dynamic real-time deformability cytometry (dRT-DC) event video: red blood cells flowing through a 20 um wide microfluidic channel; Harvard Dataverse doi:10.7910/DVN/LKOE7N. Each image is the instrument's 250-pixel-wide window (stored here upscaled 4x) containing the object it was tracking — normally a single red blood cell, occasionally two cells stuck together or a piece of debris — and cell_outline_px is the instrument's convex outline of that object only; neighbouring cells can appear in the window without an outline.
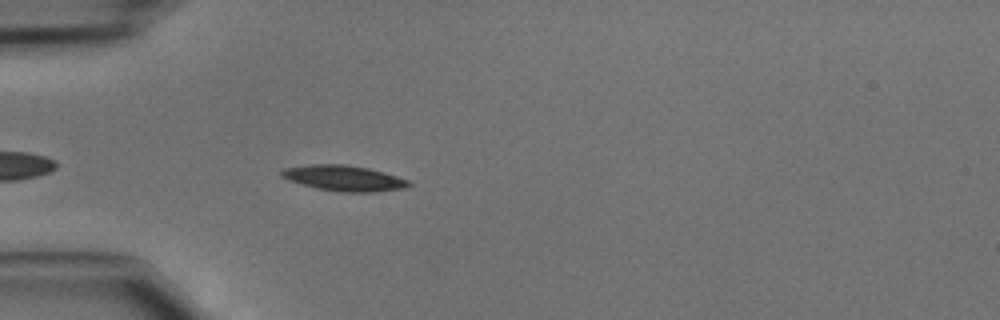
{"species": "common noctule bat (a hibernating species)", "species_latin": "Nyctalus noctula", "temperature_condition": "cold", "stored_images_in_passage": 10, "camera_frame_rate_fps": 3000, "um_per_image_px": 0.085, "animal": {"sex": "male", "body_mass_g": 15.6}, "frame": {"image": 1, "passage_image": 4, "time_ms": 1.0, "image_size_px": [1000, 320], "cell_outline_px": [[412, 184], [404, 188], [372, 192], [340, 192], [316, 188], [288, 180], [280, 176], [280, 172], [284, 168], [308, 164], [344, 164], [368, 168], [396, 176], [408, 180]], "centroid_in_image_um": [29.19, 15.14], "position_along_channel_um": 55.8, "area_um2": 18.9}}